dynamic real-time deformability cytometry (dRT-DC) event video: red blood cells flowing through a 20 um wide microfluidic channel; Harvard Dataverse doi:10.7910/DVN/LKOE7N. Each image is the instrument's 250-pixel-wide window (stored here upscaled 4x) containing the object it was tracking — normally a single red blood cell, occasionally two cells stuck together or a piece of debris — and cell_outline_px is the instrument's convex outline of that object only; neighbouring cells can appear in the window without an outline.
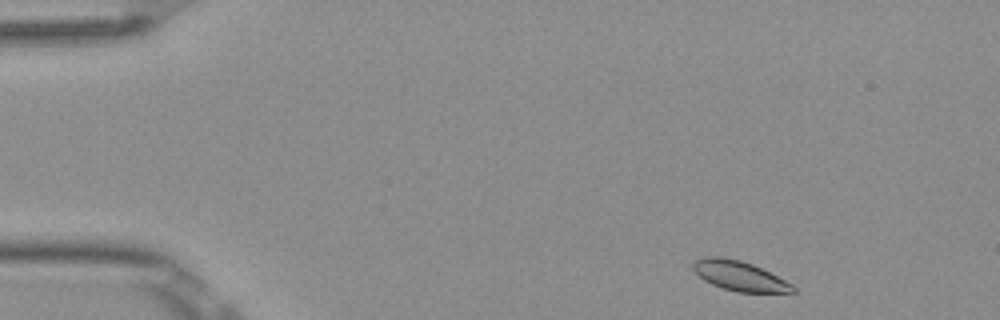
{"species": "Egyptian fruit bat (a non-hibernating species)", "species_latin": "Rousettus aegyptiacus", "temperature_condition": "room temperature", "stored_images_in_passage": 4, "camera_frame_rate_fps": 3000, "um_per_image_px": 0.085, "frame": {"image": 1, "passage_image": 1, "time_ms": 0.0, "image_size_px": [1000, 320], "cell_outline_px": [[796, 292], [736, 292], [712, 284], [704, 280], [692, 268], [692, 264], [696, 260], [704, 256], [720, 256], [740, 260], [752, 264], [792, 284], [796, 288]], "centroid_in_image_um": [62.83, 23.44], "position_along_channel_um": 22.2, "area_um2": 17.05}}
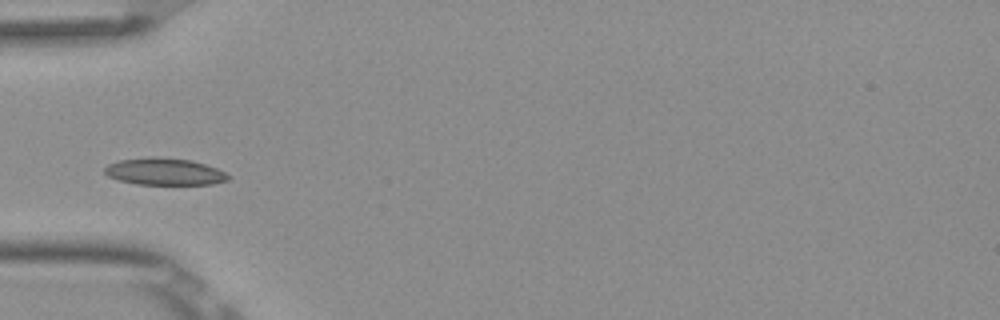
{"frame": {"image": 2, "passage_image": 4, "time_ms": 1.0, "image_size_px": [1000, 320], "cell_outline_px": [[232, 176], [228, 180], [212, 184], [136, 184], [120, 180], [108, 176], [104, 172], [104, 168], [108, 164], [120, 160], [152, 156], [156, 156], [192, 160], [216, 168]], "centroid_in_image_um": [13.99, 14.58], "position_along_channel_um": 71.0, "area_um2": 19.42}}